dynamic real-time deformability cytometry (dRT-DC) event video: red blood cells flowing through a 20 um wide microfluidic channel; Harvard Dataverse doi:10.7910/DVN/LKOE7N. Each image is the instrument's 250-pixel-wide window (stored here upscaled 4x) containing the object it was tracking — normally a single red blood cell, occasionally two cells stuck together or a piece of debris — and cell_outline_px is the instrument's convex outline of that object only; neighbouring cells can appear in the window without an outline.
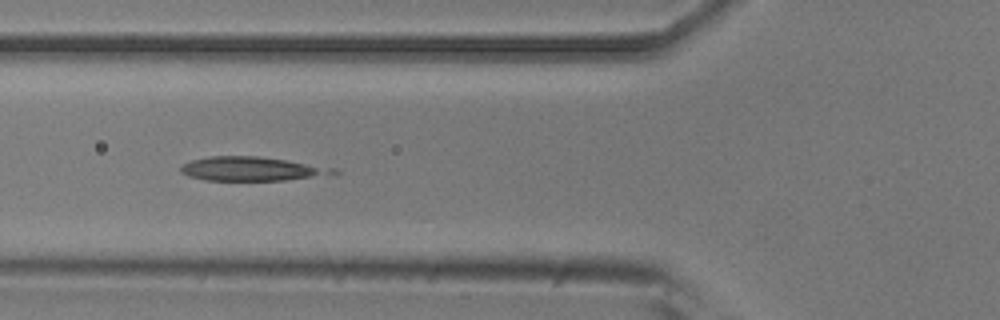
{"species": "common noctule bat (a hibernating species)", "species_latin": "Nyctalus noctula", "temperature_condition": "room temperature", "stored_images_in_passage": 4, "camera_frame_rate_fps": 3000, "um_per_image_px": 0.085, "animal": {"sex": "male", "body_mass_g": 20.5, "forearm_length_mm": 52.5}, "frame": {"image": 1, "passage_image": 3, "time_ms": 0.667, "image_size_px": [1000, 320], "cell_outline_px": [[316, 172], [308, 176], [284, 180], [204, 180], [188, 176], [180, 172], [180, 168], [184, 164], [192, 160], [208, 156], [256, 156], [284, 160], [304, 164], [316, 168]], "centroid_in_image_um": [20.82, 14.34], "position_along_channel_um": 105.0, "area_um2": 19.31}}
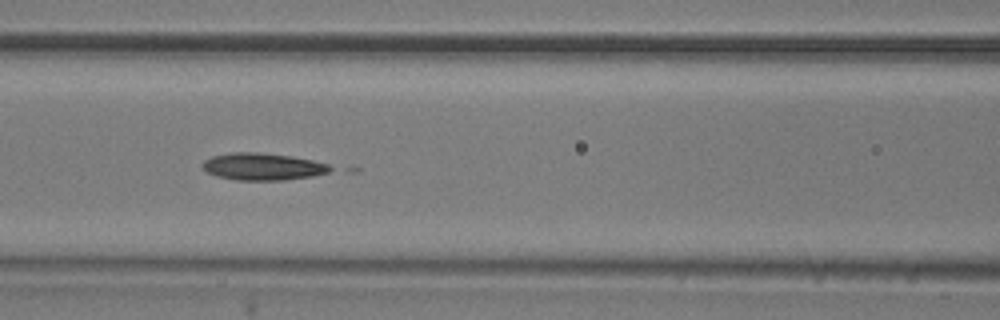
{"frame": {"image": 2, "passage_image": 4, "time_ms": 1.0, "image_size_px": [1000, 320], "cell_outline_px": [[336, 168], [328, 172], [312, 176], [284, 180], [236, 180], [216, 176], [208, 172], [204, 168], [204, 160], [212, 156], [232, 152], [256, 152], [292, 156], [312, 160], [328, 164]], "centroid_in_image_um": [22.37, 14.16], "position_along_channel_um": 144.2, "area_um2": 20.11}}